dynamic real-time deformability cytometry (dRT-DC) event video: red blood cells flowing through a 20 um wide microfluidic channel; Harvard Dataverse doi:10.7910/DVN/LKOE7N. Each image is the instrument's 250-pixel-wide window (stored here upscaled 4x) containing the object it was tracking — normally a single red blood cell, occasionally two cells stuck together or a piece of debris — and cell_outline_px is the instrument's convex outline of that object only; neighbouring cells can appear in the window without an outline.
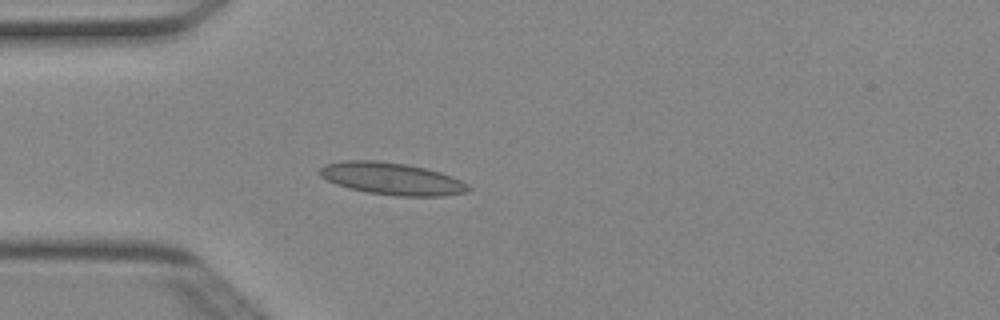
{"species": "Egyptian fruit bat (a non-hibernating species)", "species_latin": "Rousettus aegyptiacus", "temperature_condition": "cold", "stored_images_in_passage": 4, "camera_frame_rate_fps": 3000, "um_per_image_px": 0.085, "animal": {"sex": "female"}, "frame": {"image": 1, "passage_image": 4, "time_ms": 1.0, "image_size_px": [1000, 320], "cell_outline_px": [[472, 188], [468, 192], [444, 196], [396, 196], [368, 192], [348, 188], [336, 184], [320, 176], [316, 172], [324, 164], [344, 160], [372, 160], [404, 164], [424, 168], [440, 172], [452, 176], [468, 184]], "centroid_in_image_um": [33.29, 15.19], "position_along_channel_um": 51.7, "area_um2": 27.92}}